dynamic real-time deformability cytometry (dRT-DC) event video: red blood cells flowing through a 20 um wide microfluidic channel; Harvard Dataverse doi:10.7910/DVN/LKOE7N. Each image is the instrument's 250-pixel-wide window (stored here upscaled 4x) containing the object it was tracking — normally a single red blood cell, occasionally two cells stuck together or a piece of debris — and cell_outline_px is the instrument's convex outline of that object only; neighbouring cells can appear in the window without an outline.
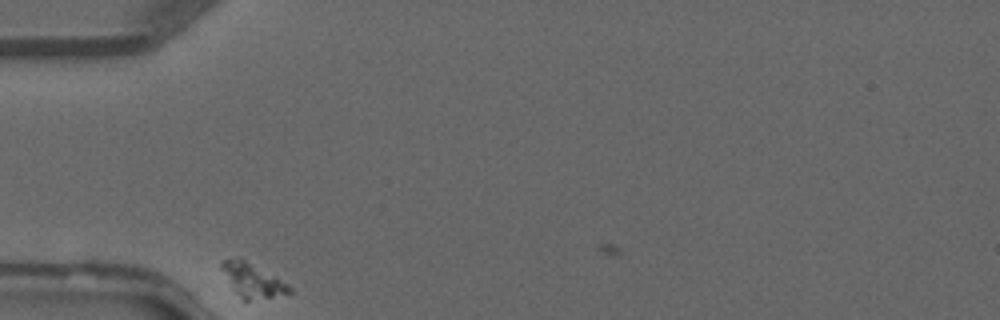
{"species": "common noctule bat (a hibernating species)", "species_latin": "Nyctalus noctula", "temperature_condition": "warm", "stored_images_in_passage": 3, "camera_frame_rate_fps": 3000, "um_per_image_px": 0.085, "animal": {"sex": "male", "forearm_length_mm": 52.5}, "frame": {"image": 1, "passage_image": 1, "time_ms": 0.0, "image_size_px": [1000, 320], "cell_outline_px": [[292, 292], [272, 296], [248, 300], [244, 300], [236, 292], [220, 268], [220, 260], [236, 256], [240, 256], [288, 284], [292, 288]], "centroid_in_image_um": [21.41, 23.75], "position_along_channel_um": 63.6, "area_um2": 13.18}}